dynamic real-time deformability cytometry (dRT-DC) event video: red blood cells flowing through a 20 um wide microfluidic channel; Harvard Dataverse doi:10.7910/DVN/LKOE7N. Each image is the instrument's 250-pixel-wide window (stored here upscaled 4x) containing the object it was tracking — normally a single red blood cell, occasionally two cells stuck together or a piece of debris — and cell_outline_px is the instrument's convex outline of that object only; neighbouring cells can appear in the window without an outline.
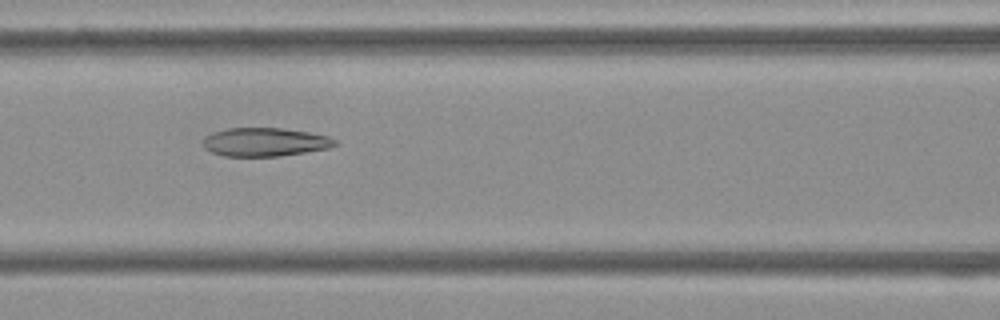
{"species": "Egyptian fruit bat (a non-hibernating species)", "species_latin": "Rousettus aegyptiacus", "temperature_condition": "cold", "stored_images_in_passage": 53, "camera_frame_rate_fps": 3000, "um_per_image_px": 0.085, "frame": {"image": 1, "passage_image": 22, "time_ms": 7.0, "image_size_px": [1000, 320], "cell_outline_px": [[340, 144], [328, 148], [280, 156], [224, 156], [212, 152], [204, 148], [204, 136], [212, 132], [228, 128], [284, 128], [308, 132], [328, 136], [336, 140]], "centroid_in_image_um": [22.52, 12.07], "position_along_channel_um": 144.1, "area_um2": 21.96}}
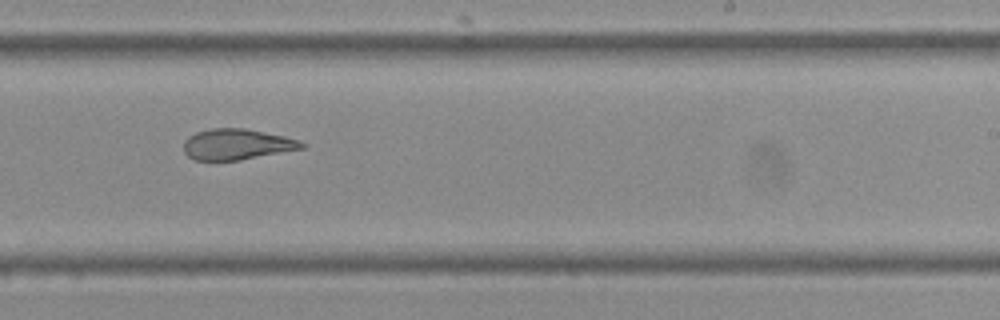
{"frame": {"image": 2, "passage_image": 32, "time_ms": 10.333, "image_size_px": [1000, 320], "cell_outline_px": [[304, 148], [240, 160], [192, 160], [184, 152], [184, 140], [188, 136], [196, 132], [208, 128], [244, 128], [284, 136], [300, 140], [304, 144]], "centroid_in_image_um": [20.09, 12.26], "position_along_channel_um": 268.9, "area_um2": 21.21}}
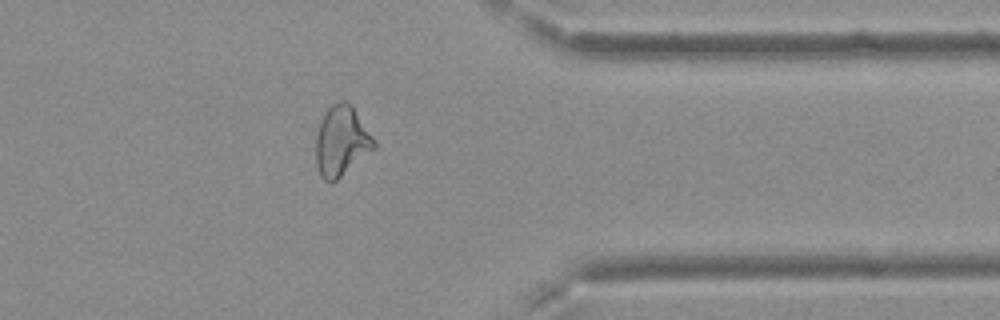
{"frame": {"image": 3, "passage_image": 42, "time_ms": 13.667, "image_size_px": [1000, 320], "cell_outline_px": [[376, 148], [332, 184], [324, 180], [320, 176], [316, 164], [316, 136], [324, 112], [332, 104], [340, 100], [344, 100], [352, 104], [372, 136], [376, 144]], "centroid_in_image_um": [29.02, 12.0], "position_along_channel_um": 382.4, "area_um2": 23.87}, "authors_computed_cell_mechanics": {"area_um2": 24.276, "velocity_mm_per_s": 3.7535, "shape_relaxation_time_tau1_ms": null, "shape_relaxation_time_tau2_ms": 2.5233, "deformation_change_tau1": null, "deformation_change_tau2": 0.1059}}